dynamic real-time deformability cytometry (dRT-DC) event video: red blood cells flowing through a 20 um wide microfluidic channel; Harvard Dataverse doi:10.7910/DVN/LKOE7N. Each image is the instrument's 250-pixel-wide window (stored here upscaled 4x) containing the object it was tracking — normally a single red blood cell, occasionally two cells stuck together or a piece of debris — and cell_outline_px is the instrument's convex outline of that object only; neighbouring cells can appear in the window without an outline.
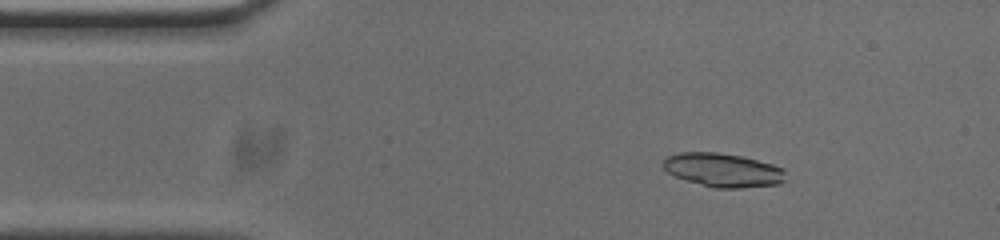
{"species": "common noctule bat (a hibernating species)", "species_latin": "Nyctalus noctula", "temperature_condition": "cold", "stored_images_in_passage": 52, "camera_frame_rate_fps": 3000, "um_per_image_px": 0.085, "animal": {"sex": "male", "body_mass_g": 20.0, "forearm_length_mm": 53.3}, "frame": {"image": 1, "passage_image": 7, "time_ms": 2.0, "image_size_px": [1000, 240], "cell_outline_px": [[784, 180], [780, 184], [740, 188], [716, 188], [688, 180], [676, 176], [668, 172], [660, 164], [668, 156], [680, 152], [716, 152], [740, 156], [772, 164], [784, 168]], "centroid_in_image_um": [61.45, 14.45], "position_along_channel_um": 23.5, "area_um2": 23.81}}
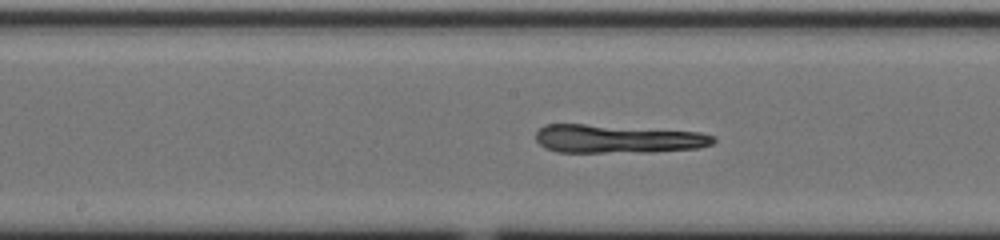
{"frame": {"image": 2, "passage_image": 25, "time_ms": 8.0, "image_size_px": [1000, 240], "cell_outline_px": [[716, 140], [712, 144], [700, 148], [652, 152], [556, 152], [544, 148], [536, 140], [536, 132], [544, 124], [584, 124], [700, 132], [716, 136]], "centroid_in_image_um": [52.5, 11.81], "position_along_channel_um": 195.7, "area_um2": 29.54}}
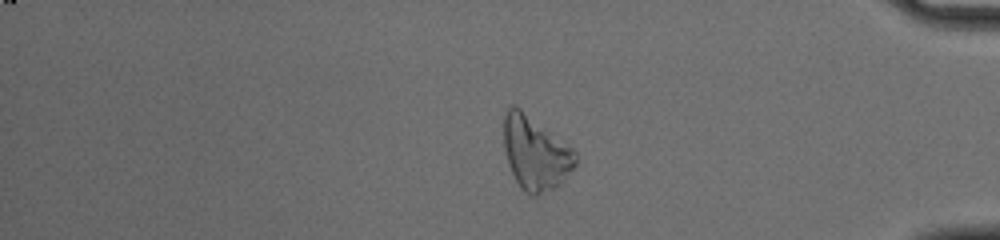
{"frame": {"image": 3, "passage_image": 43, "time_ms": 14.0, "image_size_px": [1000, 240], "cell_outline_px": [[576, 164], [560, 184], [536, 196], [532, 196], [524, 192], [520, 188], [508, 164], [504, 148], [504, 116], [508, 108], [512, 104], [516, 104], [572, 148], [576, 152]], "centroid_in_image_um": [45.48, 13.0], "position_along_channel_um": 389.7, "area_um2": 30.58}, "authors_computed_cell_mechanics": {"area_um2": 29.5358, "velocity_mm_per_s": 3.7858, "shape_relaxation_time_tau1_ms": 5.8686, "shape_relaxation_time_tau2_ms": 5.0433, "deformation_change_tau1": 0.1652, "deformation_change_tau2": 0.2063}}